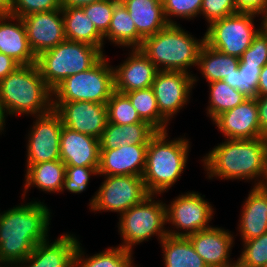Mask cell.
<instances>
[{
    "label": "cell",
    "instance_id": "6da1fadb",
    "mask_svg": "<svg viewBox=\"0 0 267 267\" xmlns=\"http://www.w3.org/2000/svg\"><path fill=\"white\" fill-rule=\"evenodd\" d=\"M51 214L38 200L0 212V267L24 261L38 243L49 239Z\"/></svg>",
    "mask_w": 267,
    "mask_h": 267
},
{
    "label": "cell",
    "instance_id": "7a4b0ae2",
    "mask_svg": "<svg viewBox=\"0 0 267 267\" xmlns=\"http://www.w3.org/2000/svg\"><path fill=\"white\" fill-rule=\"evenodd\" d=\"M201 162L210 180H246L254 186H262L267 168V137L224 139L204 155Z\"/></svg>",
    "mask_w": 267,
    "mask_h": 267
},
{
    "label": "cell",
    "instance_id": "3957f363",
    "mask_svg": "<svg viewBox=\"0 0 267 267\" xmlns=\"http://www.w3.org/2000/svg\"><path fill=\"white\" fill-rule=\"evenodd\" d=\"M168 132L157 131L148 142L142 177L149 194L168 192L187 165L191 142L185 136L169 140Z\"/></svg>",
    "mask_w": 267,
    "mask_h": 267
},
{
    "label": "cell",
    "instance_id": "277c9868",
    "mask_svg": "<svg viewBox=\"0 0 267 267\" xmlns=\"http://www.w3.org/2000/svg\"><path fill=\"white\" fill-rule=\"evenodd\" d=\"M0 101L6 116H36L49 112L52 90L36 64L20 65L0 81Z\"/></svg>",
    "mask_w": 267,
    "mask_h": 267
},
{
    "label": "cell",
    "instance_id": "5b68a950",
    "mask_svg": "<svg viewBox=\"0 0 267 267\" xmlns=\"http://www.w3.org/2000/svg\"><path fill=\"white\" fill-rule=\"evenodd\" d=\"M180 24H168L161 31L143 39L140 50L158 71H183L189 74L197 66L199 51L204 43L193 37Z\"/></svg>",
    "mask_w": 267,
    "mask_h": 267
},
{
    "label": "cell",
    "instance_id": "8992f818",
    "mask_svg": "<svg viewBox=\"0 0 267 267\" xmlns=\"http://www.w3.org/2000/svg\"><path fill=\"white\" fill-rule=\"evenodd\" d=\"M104 55L93 45L65 40L39 54L36 65L46 85L53 90L65 78L93 67Z\"/></svg>",
    "mask_w": 267,
    "mask_h": 267
},
{
    "label": "cell",
    "instance_id": "52a82bcc",
    "mask_svg": "<svg viewBox=\"0 0 267 267\" xmlns=\"http://www.w3.org/2000/svg\"><path fill=\"white\" fill-rule=\"evenodd\" d=\"M158 196L162 195H148L142 202L133 205L119 216L117 225L122 239L119 246L133 251L136 245L153 236H156L159 242L167 236L166 203L159 200Z\"/></svg>",
    "mask_w": 267,
    "mask_h": 267
},
{
    "label": "cell",
    "instance_id": "ba28073f",
    "mask_svg": "<svg viewBox=\"0 0 267 267\" xmlns=\"http://www.w3.org/2000/svg\"><path fill=\"white\" fill-rule=\"evenodd\" d=\"M104 55L90 69L65 78L52 90V102L91 101L106 104L115 91L114 69Z\"/></svg>",
    "mask_w": 267,
    "mask_h": 267
},
{
    "label": "cell",
    "instance_id": "9c48e42d",
    "mask_svg": "<svg viewBox=\"0 0 267 267\" xmlns=\"http://www.w3.org/2000/svg\"><path fill=\"white\" fill-rule=\"evenodd\" d=\"M256 17L259 15L238 12L215 20L207 25L204 42L224 54L240 58L260 31V26H254Z\"/></svg>",
    "mask_w": 267,
    "mask_h": 267
},
{
    "label": "cell",
    "instance_id": "30bf717a",
    "mask_svg": "<svg viewBox=\"0 0 267 267\" xmlns=\"http://www.w3.org/2000/svg\"><path fill=\"white\" fill-rule=\"evenodd\" d=\"M104 176L99 189L89 199L92 212H117L121 215L133 205L142 202L148 195L142 176L133 175H98Z\"/></svg>",
    "mask_w": 267,
    "mask_h": 267
},
{
    "label": "cell",
    "instance_id": "8fae6325",
    "mask_svg": "<svg viewBox=\"0 0 267 267\" xmlns=\"http://www.w3.org/2000/svg\"><path fill=\"white\" fill-rule=\"evenodd\" d=\"M205 195L190 191L179 194L166 206L167 235L187 237L200 230L211 228L209 224L213 219L214 208ZM174 226V227H173ZM174 229V230H172ZM177 229V230H176Z\"/></svg>",
    "mask_w": 267,
    "mask_h": 267
},
{
    "label": "cell",
    "instance_id": "7c38bea8",
    "mask_svg": "<svg viewBox=\"0 0 267 267\" xmlns=\"http://www.w3.org/2000/svg\"><path fill=\"white\" fill-rule=\"evenodd\" d=\"M33 117L35 120L26 138V169L32 164L60 159V136L63 127L60 115L52 108L45 114Z\"/></svg>",
    "mask_w": 267,
    "mask_h": 267
},
{
    "label": "cell",
    "instance_id": "4fadbf2b",
    "mask_svg": "<svg viewBox=\"0 0 267 267\" xmlns=\"http://www.w3.org/2000/svg\"><path fill=\"white\" fill-rule=\"evenodd\" d=\"M199 77L183 71H158L151 88L159 112L170 122L187 105Z\"/></svg>",
    "mask_w": 267,
    "mask_h": 267
},
{
    "label": "cell",
    "instance_id": "5bb4252c",
    "mask_svg": "<svg viewBox=\"0 0 267 267\" xmlns=\"http://www.w3.org/2000/svg\"><path fill=\"white\" fill-rule=\"evenodd\" d=\"M62 125L73 131L101 138L108 117L107 105L91 101L52 102Z\"/></svg>",
    "mask_w": 267,
    "mask_h": 267
},
{
    "label": "cell",
    "instance_id": "9a60e30c",
    "mask_svg": "<svg viewBox=\"0 0 267 267\" xmlns=\"http://www.w3.org/2000/svg\"><path fill=\"white\" fill-rule=\"evenodd\" d=\"M22 20L29 46L36 57L66 40L62 8L33 13Z\"/></svg>",
    "mask_w": 267,
    "mask_h": 267
},
{
    "label": "cell",
    "instance_id": "2e32d148",
    "mask_svg": "<svg viewBox=\"0 0 267 267\" xmlns=\"http://www.w3.org/2000/svg\"><path fill=\"white\" fill-rule=\"evenodd\" d=\"M234 233L221 227H211L192 233L187 238L208 267H236L230 254L235 241Z\"/></svg>",
    "mask_w": 267,
    "mask_h": 267
},
{
    "label": "cell",
    "instance_id": "e0dca14e",
    "mask_svg": "<svg viewBox=\"0 0 267 267\" xmlns=\"http://www.w3.org/2000/svg\"><path fill=\"white\" fill-rule=\"evenodd\" d=\"M226 139H254L266 137L259 126L256 98L221 113L212 121Z\"/></svg>",
    "mask_w": 267,
    "mask_h": 267
},
{
    "label": "cell",
    "instance_id": "ac0fdd59",
    "mask_svg": "<svg viewBox=\"0 0 267 267\" xmlns=\"http://www.w3.org/2000/svg\"><path fill=\"white\" fill-rule=\"evenodd\" d=\"M38 243L31 254L13 267H74L75 252L79 239L75 234L60 235L53 242Z\"/></svg>",
    "mask_w": 267,
    "mask_h": 267
},
{
    "label": "cell",
    "instance_id": "d6986e66",
    "mask_svg": "<svg viewBox=\"0 0 267 267\" xmlns=\"http://www.w3.org/2000/svg\"><path fill=\"white\" fill-rule=\"evenodd\" d=\"M126 59L114 66L115 90L128 93L152 86L158 72L156 66L139 49L132 48Z\"/></svg>",
    "mask_w": 267,
    "mask_h": 267
},
{
    "label": "cell",
    "instance_id": "ffe728a7",
    "mask_svg": "<svg viewBox=\"0 0 267 267\" xmlns=\"http://www.w3.org/2000/svg\"><path fill=\"white\" fill-rule=\"evenodd\" d=\"M148 145L127 144L116 149H100L98 175L142 176Z\"/></svg>",
    "mask_w": 267,
    "mask_h": 267
},
{
    "label": "cell",
    "instance_id": "44dd1931",
    "mask_svg": "<svg viewBox=\"0 0 267 267\" xmlns=\"http://www.w3.org/2000/svg\"><path fill=\"white\" fill-rule=\"evenodd\" d=\"M60 160L66 166L99 167V139L62 127Z\"/></svg>",
    "mask_w": 267,
    "mask_h": 267
},
{
    "label": "cell",
    "instance_id": "7402d4cb",
    "mask_svg": "<svg viewBox=\"0 0 267 267\" xmlns=\"http://www.w3.org/2000/svg\"><path fill=\"white\" fill-rule=\"evenodd\" d=\"M0 52L20 65L36 64V56L29 46L22 18L11 14L0 15Z\"/></svg>",
    "mask_w": 267,
    "mask_h": 267
},
{
    "label": "cell",
    "instance_id": "603a6c76",
    "mask_svg": "<svg viewBox=\"0 0 267 267\" xmlns=\"http://www.w3.org/2000/svg\"><path fill=\"white\" fill-rule=\"evenodd\" d=\"M251 188L241 206L237 225L242 242L267 233V189L264 186Z\"/></svg>",
    "mask_w": 267,
    "mask_h": 267
},
{
    "label": "cell",
    "instance_id": "cb8c5ba5",
    "mask_svg": "<svg viewBox=\"0 0 267 267\" xmlns=\"http://www.w3.org/2000/svg\"><path fill=\"white\" fill-rule=\"evenodd\" d=\"M25 181L23 184L24 193L22 199L25 200L26 193L30 187H37L40 191L47 193H62L66 165L59 159L54 161L32 164L25 169Z\"/></svg>",
    "mask_w": 267,
    "mask_h": 267
},
{
    "label": "cell",
    "instance_id": "d4e9b609",
    "mask_svg": "<svg viewBox=\"0 0 267 267\" xmlns=\"http://www.w3.org/2000/svg\"><path fill=\"white\" fill-rule=\"evenodd\" d=\"M123 5L143 38L154 35L168 25L162 0H126Z\"/></svg>",
    "mask_w": 267,
    "mask_h": 267
},
{
    "label": "cell",
    "instance_id": "484cf974",
    "mask_svg": "<svg viewBox=\"0 0 267 267\" xmlns=\"http://www.w3.org/2000/svg\"><path fill=\"white\" fill-rule=\"evenodd\" d=\"M157 131L147 122L118 125L107 121L100 142V149H116L127 144L148 145L150 138Z\"/></svg>",
    "mask_w": 267,
    "mask_h": 267
},
{
    "label": "cell",
    "instance_id": "4316f807",
    "mask_svg": "<svg viewBox=\"0 0 267 267\" xmlns=\"http://www.w3.org/2000/svg\"><path fill=\"white\" fill-rule=\"evenodd\" d=\"M66 40L84 42L104 52V37L81 7H62Z\"/></svg>",
    "mask_w": 267,
    "mask_h": 267
},
{
    "label": "cell",
    "instance_id": "83f0119b",
    "mask_svg": "<svg viewBox=\"0 0 267 267\" xmlns=\"http://www.w3.org/2000/svg\"><path fill=\"white\" fill-rule=\"evenodd\" d=\"M240 59L224 54L203 43L197 60V67L205 80L215 82L229 77L239 69Z\"/></svg>",
    "mask_w": 267,
    "mask_h": 267
},
{
    "label": "cell",
    "instance_id": "f1b7e54d",
    "mask_svg": "<svg viewBox=\"0 0 267 267\" xmlns=\"http://www.w3.org/2000/svg\"><path fill=\"white\" fill-rule=\"evenodd\" d=\"M103 37L104 45L105 40H108L110 43L112 42L111 44H115L114 46L128 49L140 48L144 39L137 32L133 19L122 3L114 6L108 32Z\"/></svg>",
    "mask_w": 267,
    "mask_h": 267
},
{
    "label": "cell",
    "instance_id": "f546056e",
    "mask_svg": "<svg viewBox=\"0 0 267 267\" xmlns=\"http://www.w3.org/2000/svg\"><path fill=\"white\" fill-rule=\"evenodd\" d=\"M159 243L165 267H208L187 237L167 235Z\"/></svg>",
    "mask_w": 267,
    "mask_h": 267
},
{
    "label": "cell",
    "instance_id": "4dcf8cb0",
    "mask_svg": "<svg viewBox=\"0 0 267 267\" xmlns=\"http://www.w3.org/2000/svg\"><path fill=\"white\" fill-rule=\"evenodd\" d=\"M81 245L79 241L74 257V267H138L134 263L133 251L121 246L108 247L88 256Z\"/></svg>",
    "mask_w": 267,
    "mask_h": 267
},
{
    "label": "cell",
    "instance_id": "1f68e13d",
    "mask_svg": "<svg viewBox=\"0 0 267 267\" xmlns=\"http://www.w3.org/2000/svg\"><path fill=\"white\" fill-rule=\"evenodd\" d=\"M142 121L156 131H167L170 122L159 112L154 91L151 87L125 93Z\"/></svg>",
    "mask_w": 267,
    "mask_h": 267
},
{
    "label": "cell",
    "instance_id": "d6a6232c",
    "mask_svg": "<svg viewBox=\"0 0 267 267\" xmlns=\"http://www.w3.org/2000/svg\"><path fill=\"white\" fill-rule=\"evenodd\" d=\"M208 86L210 91L206 111L212 121L221 113L233 109L248 99L247 96L230 87L223 80L210 82Z\"/></svg>",
    "mask_w": 267,
    "mask_h": 267
},
{
    "label": "cell",
    "instance_id": "836d02e7",
    "mask_svg": "<svg viewBox=\"0 0 267 267\" xmlns=\"http://www.w3.org/2000/svg\"><path fill=\"white\" fill-rule=\"evenodd\" d=\"M106 105L110 123L127 125L142 122L129 97L124 93L115 90Z\"/></svg>",
    "mask_w": 267,
    "mask_h": 267
},
{
    "label": "cell",
    "instance_id": "e575fe53",
    "mask_svg": "<svg viewBox=\"0 0 267 267\" xmlns=\"http://www.w3.org/2000/svg\"><path fill=\"white\" fill-rule=\"evenodd\" d=\"M262 67L263 66L239 65L237 72H234L229 77H225L223 81L248 98H256L259 75Z\"/></svg>",
    "mask_w": 267,
    "mask_h": 267
},
{
    "label": "cell",
    "instance_id": "d590c367",
    "mask_svg": "<svg viewBox=\"0 0 267 267\" xmlns=\"http://www.w3.org/2000/svg\"><path fill=\"white\" fill-rule=\"evenodd\" d=\"M236 267H263L267 262V233L242 242Z\"/></svg>",
    "mask_w": 267,
    "mask_h": 267
},
{
    "label": "cell",
    "instance_id": "8d00e7d4",
    "mask_svg": "<svg viewBox=\"0 0 267 267\" xmlns=\"http://www.w3.org/2000/svg\"><path fill=\"white\" fill-rule=\"evenodd\" d=\"M162 3L168 24H179L176 19H173L175 17L178 20L179 18L194 20L195 17L200 16L202 7V0H162Z\"/></svg>",
    "mask_w": 267,
    "mask_h": 267
},
{
    "label": "cell",
    "instance_id": "74e56055",
    "mask_svg": "<svg viewBox=\"0 0 267 267\" xmlns=\"http://www.w3.org/2000/svg\"><path fill=\"white\" fill-rule=\"evenodd\" d=\"M115 3L113 0H101L81 7L90 18L97 31L104 36L109 29Z\"/></svg>",
    "mask_w": 267,
    "mask_h": 267
},
{
    "label": "cell",
    "instance_id": "f35d334b",
    "mask_svg": "<svg viewBox=\"0 0 267 267\" xmlns=\"http://www.w3.org/2000/svg\"><path fill=\"white\" fill-rule=\"evenodd\" d=\"M99 167L66 166L63 191L80 194L88 188L91 176L98 175Z\"/></svg>",
    "mask_w": 267,
    "mask_h": 267
},
{
    "label": "cell",
    "instance_id": "ab89813d",
    "mask_svg": "<svg viewBox=\"0 0 267 267\" xmlns=\"http://www.w3.org/2000/svg\"><path fill=\"white\" fill-rule=\"evenodd\" d=\"M62 8L61 0H12L10 14L23 18L27 15Z\"/></svg>",
    "mask_w": 267,
    "mask_h": 267
},
{
    "label": "cell",
    "instance_id": "60d3db41",
    "mask_svg": "<svg viewBox=\"0 0 267 267\" xmlns=\"http://www.w3.org/2000/svg\"><path fill=\"white\" fill-rule=\"evenodd\" d=\"M239 59V65L264 66L267 64V37L261 30Z\"/></svg>",
    "mask_w": 267,
    "mask_h": 267
},
{
    "label": "cell",
    "instance_id": "b9f144b4",
    "mask_svg": "<svg viewBox=\"0 0 267 267\" xmlns=\"http://www.w3.org/2000/svg\"><path fill=\"white\" fill-rule=\"evenodd\" d=\"M236 13L234 0H202L200 16L205 18L208 25Z\"/></svg>",
    "mask_w": 267,
    "mask_h": 267
},
{
    "label": "cell",
    "instance_id": "7bdbcfd3",
    "mask_svg": "<svg viewBox=\"0 0 267 267\" xmlns=\"http://www.w3.org/2000/svg\"><path fill=\"white\" fill-rule=\"evenodd\" d=\"M236 11L262 15L267 13V0H234Z\"/></svg>",
    "mask_w": 267,
    "mask_h": 267
},
{
    "label": "cell",
    "instance_id": "ee69618b",
    "mask_svg": "<svg viewBox=\"0 0 267 267\" xmlns=\"http://www.w3.org/2000/svg\"><path fill=\"white\" fill-rule=\"evenodd\" d=\"M260 131L267 137V95L257 96Z\"/></svg>",
    "mask_w": 267,
    "mask_h": 267
},
{
    "label": "cell",
    "instance_id": "f6af8a7d",
    "mask_svg": "<svg viewBox=\"0 0 267 267\" xmlns=\"http://www.w3.org/2000/svg\"><path fill=\"white\" fill-rule=\"evenodd\" d=\"M20 64L10 56L0 52V81L15 71Z\"/></svg>",
    "mask_w": 267,
    "mask_h": 267
},
{
    "label": "cell",
    "instance_id": "bcb514c9",
    "mask_svg": "<svg viewBox=\"0 0 267 267\" xmlns=\"http://www.w3.org/2000/svg\"><path fill=\"white\" fill-rule=\"evenodd\" d=\"M267 95V64L261 68L259 75L257 96Z\"/></svg>",
    "mask_w": 267,
    "mask_h": 267
},
{
    "label": "cell",
    "instance_id": "7dc6e473",
    "mask_svg": "<svg viewBox=\"0 0 267 267\" xmlns=\"http://www.w3.org/2000/svg\"><path fill=\"white\" fill-rule=\"evenodd\" d=\"M101 0H61L62 7H83Z\"/></svg>",
    "mask_w": 267,
    "mask_h": 267
},
{
    "label": "cell",
    "instance_id": "c3c4849f",
    "mask_svg": "<svg viewBox=\"0 0 267 267\" xmlns=\"http://www.w3.org/2000/svg\"><path fill=\"white\" fill-rule=\"evenodd\" d=\"M12 0H0V15H10Z\"/></svg>",
    "mask_w": 267,
    "mask_h": 267
},
{
    "label": "cell",
    "instance_id": "681fc988",
    "mask_svg": "<svg viewBox=\"0 0 267 267\" xmlns=\"http://www.w3.org/2000/svg\"><path fill=\"white\" fill-rule=\"evenodd\" d=\"M6 114L3 110V107H2V104H1V101H0V134H3V132L5 131L4 129L5 126H6ZM3 131V132H2Z\"/></svg>",
    "mask_w": 267,
    "mask_h": 267
},
{
    "label": "cell",
    "instance_id": "f907efd6",
    "mask_svg": "<svg viewBox=\"0 0 267 267\" xmlns=\"http://www.w3.org/2000/svg\"><path fill=\"white\" fill-rule=\"evenodd\" d=\"M260 16H262V17H260L261 19H259V20H261L260 30L267 37V13H264V14H262Z\"/></svg>",
    "mask_w": 267,
    "mask_h": 267
},
{
    "label": "cell",
    "instance_id": "816d5d0a",
    "mask_svg": "<svg viewBox=\"0 0 267 267\" xmlns=\"http://www.w3.org/2000/svg\"><path fill=\"white\" fill-rule=\"evenodd\" d=\"M262 186H264L267 189V168H266V177H265V180H264Z\"/></svg>",
    "mask_w": 267,
    "mask_h": 267
},
{
    "label": "cell",
    "instance_id": "f5cc1de1",
    "mask_svg": "<svg viewBox=\"0 0 267 267\" xmlns=\"http://www.w3.org/2000/svg\"><path fill=\"white\" fill-rule=\"evenodd\" d=\"M115 3H124L126 0H113Z\"/></svg>",
    "mask_w": 267,
    "mask_h": 267
}]
</instances>
